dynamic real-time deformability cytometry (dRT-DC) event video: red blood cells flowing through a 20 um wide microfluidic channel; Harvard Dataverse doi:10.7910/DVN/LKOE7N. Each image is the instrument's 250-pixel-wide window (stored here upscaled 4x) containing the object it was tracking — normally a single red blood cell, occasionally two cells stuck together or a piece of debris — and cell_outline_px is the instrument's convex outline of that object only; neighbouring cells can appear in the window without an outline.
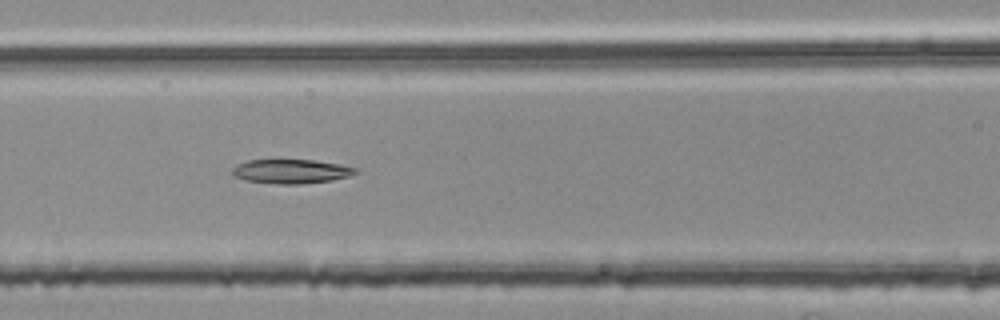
{"species": "common noctule bat (a hibernating species)", "species_latin": "Nyctalus noctula", "temperature_condition": "room temperature", "stored_images_in_passage": 32, "camera_frame_rate_fps": 3000, "um_per_image_px": 0.085, "animal": {"sex": "female", "body_mass_g": 25.1}, "frame": {"image": 1, "passage_image": 8, "time_ms": 2.333, "image_size_px": [1000, 320], "cell_outline_px": [[356, 172], [348, 176], [332, 180], [300, 184], [276, 184], [244, 180], [232, 176], [232, 168], [248, 160], [316, 160], [340, 164], [356, 168]], "centroid_in_image_um": [24.71, 14.57], "position_along_channel_um": 141.9, "area_um2": 17.28}}
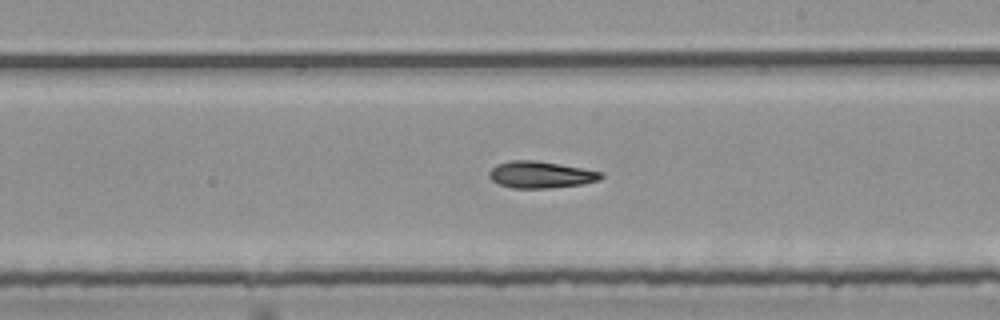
{"frame": {"image": 2, "passage_image": 16, "time_ms": 5.0, "image_size_px": [1000, 320], "cell_outline_px": [[604, 176], [600, 180], [584, 184], [552, 188], [512, 188], [500, 184], [492, 180], [488, 176], [488, 172], [496, 164], [512, 160], [536, 160], [604, 172]], "centroid_in_image_um": [45.98, 14.85], "position_along_channel_um": 243.0, "area_um2": 17.57}}
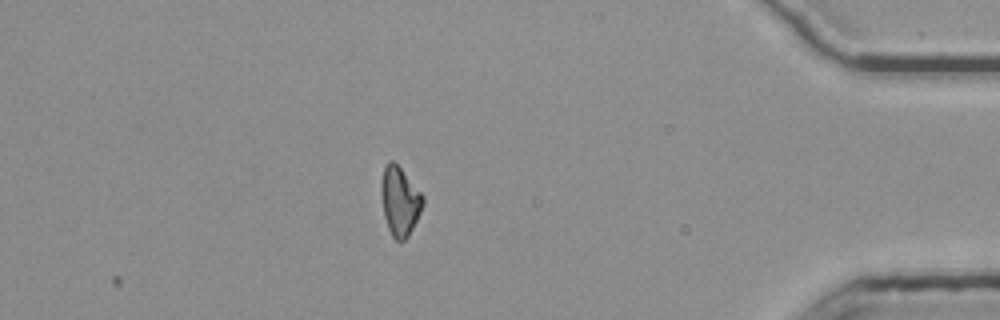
{"frame": {"image": 3, "passage_image": 32, "time_ms": 10.333, "image_size_px": [1000, 320], "cell_outline_px": [[424, 204], [408, 236], [404, 240], [396, 240], [392, 236], [388, 228], [384, 216], [380, 192], [380, 184], [384, 168], [388, 160], [392, 160], [400, 168], [424, 196]], "centroid_in_image_um": [33.96, 17.09], "position_along_channel_um": 401.2, "area_um2": 16.59}, "authors_computed_cell_mechanics": {"area_um2": 17.1088, "velocity_mm_per_s": 3.7961, "shape_relaxation_time_tau1_ms": 8.4116, "shape_relaxation_time_tau2_ms": null, "deformation_change_tau1": 0.1654, "deformation_change_tau2": null}}